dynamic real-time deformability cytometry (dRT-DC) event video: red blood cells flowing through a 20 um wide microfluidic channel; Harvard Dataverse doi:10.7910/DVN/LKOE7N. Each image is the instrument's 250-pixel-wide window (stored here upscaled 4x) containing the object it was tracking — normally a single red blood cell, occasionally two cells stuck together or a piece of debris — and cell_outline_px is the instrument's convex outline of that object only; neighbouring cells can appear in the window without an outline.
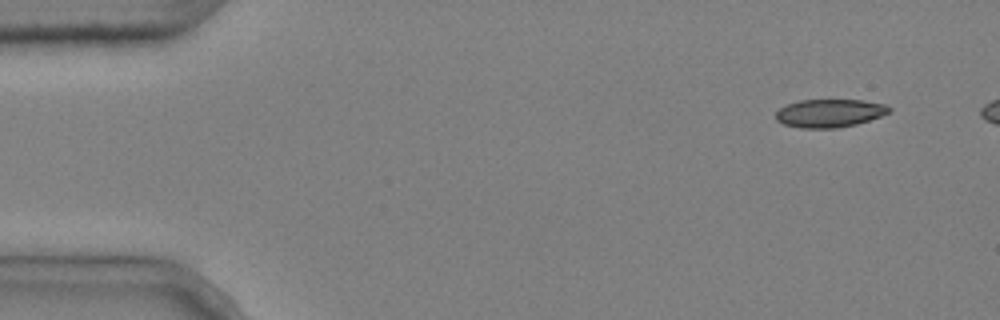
{"species": "common noctule bat (a hibernating species)", "species_latin": "Nyctalus noctula", "temperature_condition": "cold", "stored_images_in_passage": 5, "camera_frame_rate_fps": 3000, "um_per_image_px": 0.085, "animal": {"sex": "male", "body_mass_g": 20.4}, "frame": {"image": 1, "passage_image": 1, "time_ms": 0.0, "image_size_px": [1000, 320], "cell_outline_px": [[892, 108], [888, 112], [880, 116], [856, 124], [836, 128], [800, 128], [784, 124], [776, 120], [776, 112], [780, 108], [788, 104], [800, 100], [864, 100], [884, 104]], "centroid_in_image_um": [70.5, 9.62], "position_along_channel_um": 14.5, "area_um2": 18.44}}